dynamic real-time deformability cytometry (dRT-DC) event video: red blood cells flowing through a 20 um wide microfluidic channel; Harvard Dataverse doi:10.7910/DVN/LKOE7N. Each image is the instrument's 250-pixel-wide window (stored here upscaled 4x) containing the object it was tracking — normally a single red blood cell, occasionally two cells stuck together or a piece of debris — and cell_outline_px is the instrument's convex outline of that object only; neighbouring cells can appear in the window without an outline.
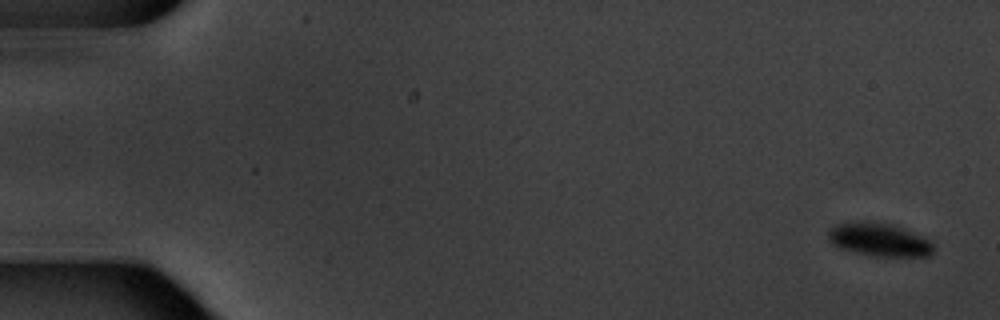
{"species": "common noctule bat (a hibernating species)", "species_latin": "Nyctalus noctula", "temperature_condition": "warm", "stored_images_in_passage": 8, "camera_frame_rate_fps": 3000, "um_per_image_px": 0.085, "animal": {"sex": "male", "body_mass_g": 20.1, "forearm_length_mm": 53.5}, "frame": {"image": 1, "passage_image": 1, "time_ms": 0.0, "image_size_px": [1000, 320], "cell_outline_px": [[932, 252], [928, 256], [872, 256], [840, 248], [832, 244], [828, 240], [828, 228], [836, 224], [852, 220], [864, 220], [892, 224], [920, 236], [928, 240], [932, 244]], "centroid_in_image_um": [74.63, 20.34], "position_along_channel_um": 10.4, "area_um2": 20.4}}
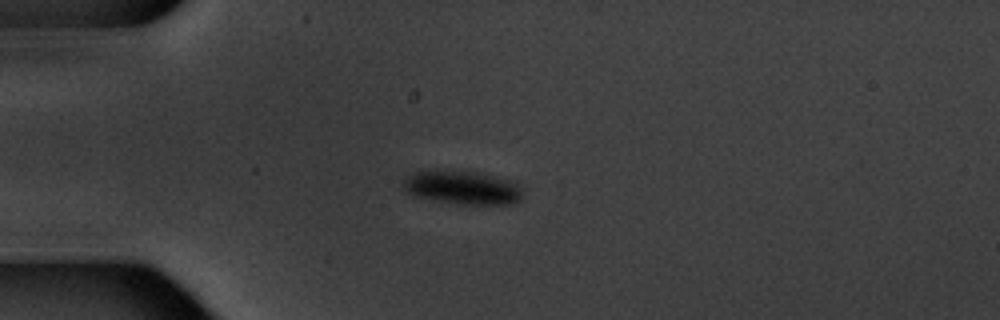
{"frame": {"image": 2, "passage_image": 5, "time_ms": 4.667, "image_size_px": [1000, 320], "cell_outline_px": [[520, 200], [512, 204], [468, 204], [440, 200], [416, 196], [408, 192], [404, 188], [404, 180], [412, 172], [432, 168], [436, 168], [476, 172], [508, 180], [516, 184], [520, 188]], "centroid_in_image_um": [39.25, 15.9], "position_along_channel_um": 45.8, "area_um2": 23.12}}